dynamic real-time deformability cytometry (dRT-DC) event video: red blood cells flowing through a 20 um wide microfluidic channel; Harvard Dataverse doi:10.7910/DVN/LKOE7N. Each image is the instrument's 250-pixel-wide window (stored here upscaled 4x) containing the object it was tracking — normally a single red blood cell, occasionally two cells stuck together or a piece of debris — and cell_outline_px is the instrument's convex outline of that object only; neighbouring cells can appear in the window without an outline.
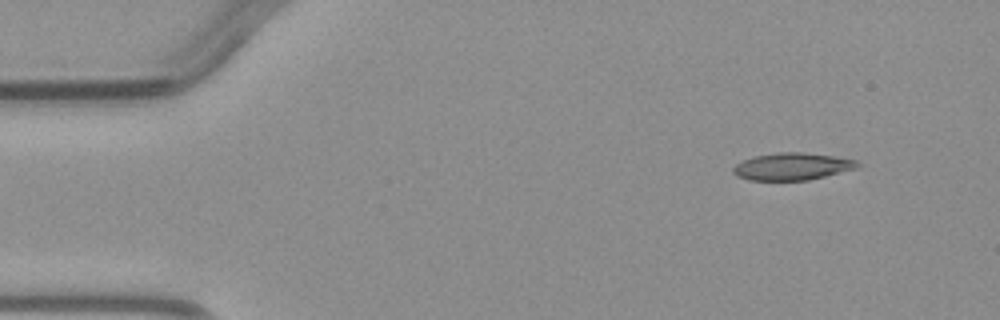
{"species": "common noctule bat (a hibernating species)", "species_latin": "Nyctalus noctula", "temperature_condition": "warm", "stored_images_in_passage": 3, "camera_frame_rate_fps": 3000, "um_per_image_px": 0.085, "animal": {"sex": "male", "body_mass_g": 23.1, "forearm_length_mm": 52.7}, "frame": {"image": 1, "passage_image": 1, "time_ms": 0.0, "image_size_px": [1000, 320], "cell_outline_px": [[864, 164], [856, 168], [808, 180], [748, 180], [736, 176], [732, 172], [732, 168], [736, 164], [752, 156], [780, 152], [804, 152], [832, 156], [856, 160]], "centroid_in_image_um": [67.31, 14.14], "position_along_channel_um": 17.7, "area_um2": 19.71}}